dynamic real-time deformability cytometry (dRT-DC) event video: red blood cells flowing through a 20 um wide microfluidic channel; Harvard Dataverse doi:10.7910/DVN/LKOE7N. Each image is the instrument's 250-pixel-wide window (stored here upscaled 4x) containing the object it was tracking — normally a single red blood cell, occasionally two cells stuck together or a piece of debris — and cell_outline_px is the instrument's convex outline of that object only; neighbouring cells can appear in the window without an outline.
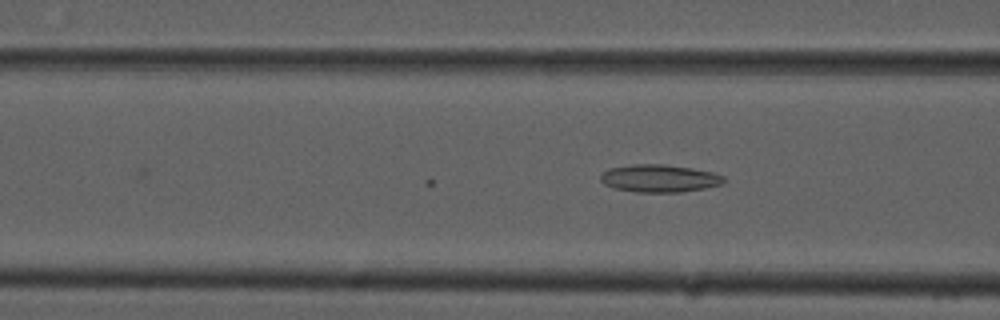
{"species": "common noctule bat (a hibernating species)", "species_latin": "Nyctalus noctula", "temperature_condition": "cold", "stored_images_in_passage": 5, "camera_frame_rate_fps": 3000, "um_per_image_px": 0.085, "animal": {"sex": "male", "forearm_length_mm": 52.5}, "frame": {"image": 1, "passage_image": 5, "time_ms": 1.333, "image_size_px": [1000, 320], "cell_outline_px": [[728, 180], [724, 184], [704, 188], [680, 192], [636, 192], [616, 188], [604, 184], [600, 180], [600, 176], [608, 168], [632, 164], [664, 164], [692, 168], [712, 172], [724, 176]], "centroid_in_image_um": [56.08, 15.15], "position_along_channel_um": 110.5, "area_um2": 19.94}}